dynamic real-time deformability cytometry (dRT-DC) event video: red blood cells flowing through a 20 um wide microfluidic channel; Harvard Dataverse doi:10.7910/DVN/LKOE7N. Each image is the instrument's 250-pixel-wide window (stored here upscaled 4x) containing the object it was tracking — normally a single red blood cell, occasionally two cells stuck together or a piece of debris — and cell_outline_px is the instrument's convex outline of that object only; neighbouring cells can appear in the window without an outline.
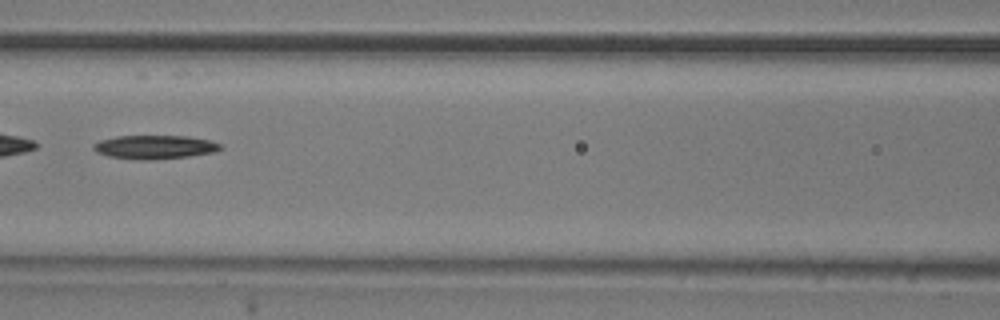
{"species": "common noctule bat (a hibernating species)", "species_latin": "Nyctalus noctula", "temperature_condition": "room temperature", "stored_images_in_passage": 50, "camera_frame_rate_fps": 3000, "um_per_image_px": 0.085, "animal": {"sex": "male", "body_mass_g": 20.5, "forearm_length_mm": 52.5}, "frame": {"image": 1, "passage_image": 22, "time_ms": 7.0, "image_size_px": [1000, 320], "cell_outline_px": [[224, 148], [216, 152], [188, 156], [148, 160], [108, 156], [96, 152], [92, 148], [92, 144], [100, 140], [116, 136], [188, 136], [208, 140], [220, 144]], "centroid_in_image_um": [13.15, 12.49], "position_along_channel_um": 153.5, "area_um2": 17.46}, "authors_computed_cell_mechanics": {"area_um2": 18.3804, "velocity_mm_per_s": 3.8892, "shape_relaxation_time_tau1_ms": 3.6011, "shape_relaxation_time_tau2_ms": null, "deformation_change_tau1": 0.1441, "deformation_change_tau2": null}}